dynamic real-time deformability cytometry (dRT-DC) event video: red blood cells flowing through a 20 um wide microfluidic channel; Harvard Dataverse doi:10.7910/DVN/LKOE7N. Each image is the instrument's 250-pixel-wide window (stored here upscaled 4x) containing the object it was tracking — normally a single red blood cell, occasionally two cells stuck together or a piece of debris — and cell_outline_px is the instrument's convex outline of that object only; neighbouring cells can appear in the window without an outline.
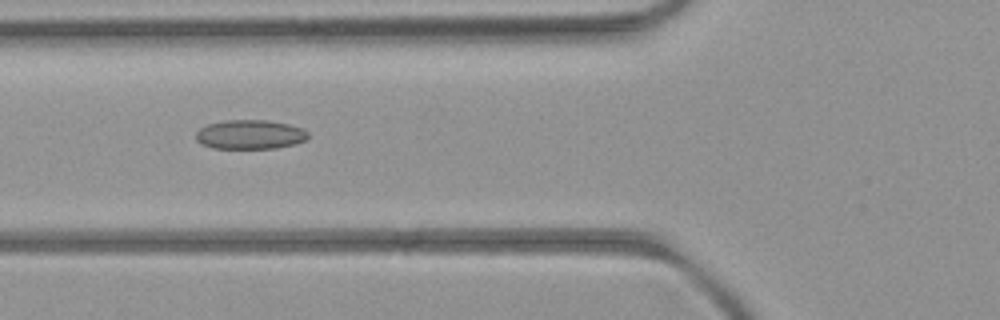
{"species": "common noctule bat (a hibernating species)", "species_latin": "Nyctalus noctula", "temperature_condition": "room temperature", "stored_images_in_passage": 9, "camera_frame_rate_fps": 3000, "um_per_image_px": 0.085, "animal": {"sex": "female", "body_mass_g": 21.9}, "frame": {"image": 1, "passage_image": 7, "time_ms": 6.667, "image_size_px": [1000, 320], "cell_outline_px": [[308, 136], [304, 140], [296, 144], [276, 148], [212, 148], [200, 144], [196, 140], [196, 132], [200, 128], [208, 124], [224, 120], [268, 120], [288, 124], [300, 128], [308, 132]], "centroid_in_image_um": [21.22, 11.43], "position_along_channel_um": 104.6, "area_um2": 19.13}}
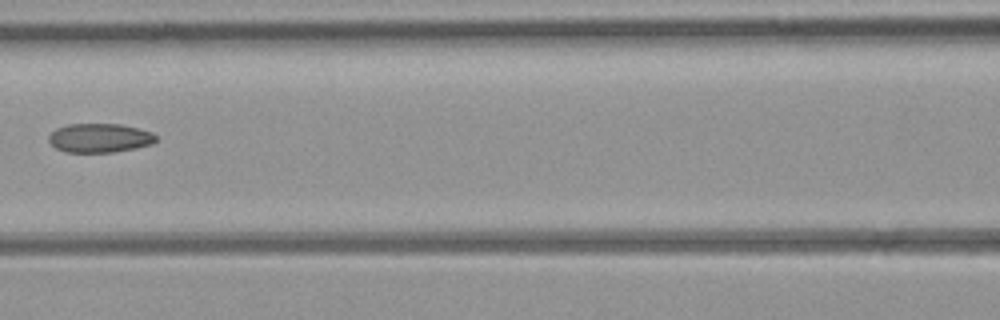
{"frame": {"image": 2, "passage_image": 8, "time_ms": 8.0, "image_size_px": [1000, 320], "cell_outline_px": [[156, 140], [152, 144], [136, 148], [112, 152], [64, 152], [56, 148], [48, 140], [48, 136], [56, 128], [68, 124], [120, 124], [152, 132], [156, 136]], "centroid_in_image_um": [8.45, 11.73], "position_along_channel_um": 158.1, "area_um2": 18.09}}
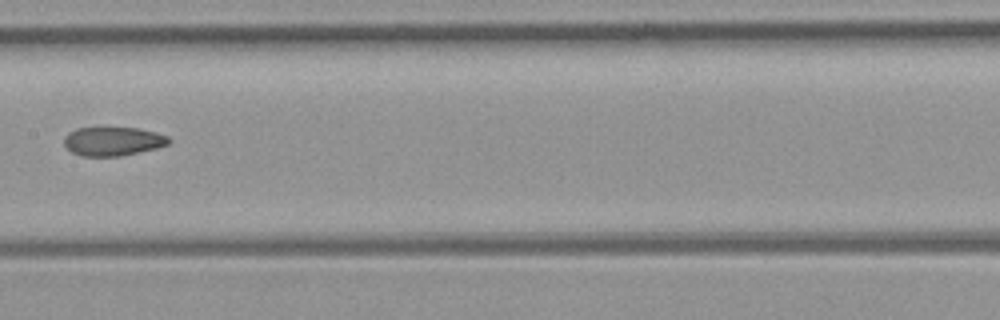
{"frame": {"image": 3, "passage_image": 9, "time_ms": 9.0, "image_size_px": [1000, 320], "cell_outline_px": [[172, 140], [168, 144], [156, 148], [120, 156], [80, 156], [72, 152], [64, 144], [64, 136], [68, 132], [76, 128], [136, 128], [156, 132], [168, 136]], "centroid_in_image_um": [9.59, 12.01], "position_along_channel_um": 197.8, "area_um2": 17.57}}